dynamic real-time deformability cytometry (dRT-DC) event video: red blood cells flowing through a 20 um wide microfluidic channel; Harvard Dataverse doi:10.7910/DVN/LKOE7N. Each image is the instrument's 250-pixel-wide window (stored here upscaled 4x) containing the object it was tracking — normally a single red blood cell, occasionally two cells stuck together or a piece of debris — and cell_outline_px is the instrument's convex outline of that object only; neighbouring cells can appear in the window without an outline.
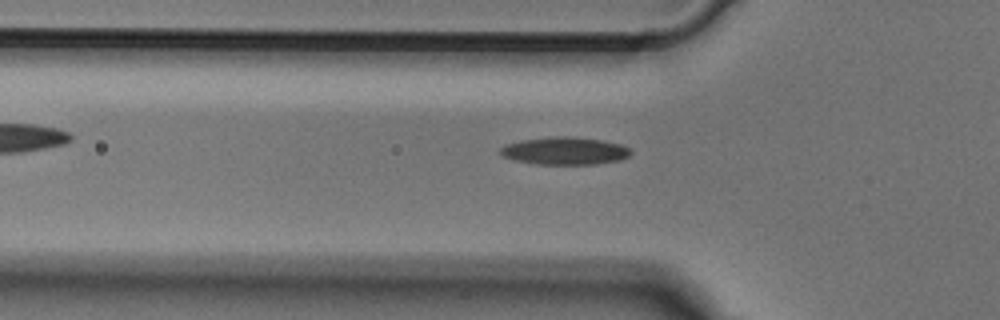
{"species": "Egyptian fruit bat (a non-hibernating species)", "species_latin": "Rousettus aegyptiacus", "temperature_condition": "cold", "stored_images_in_passage": 40, "camera_frame_rate_fps": 3000, "um_per_image_px": 0.085, "animal": {"sex": "male"}, "frame": {"image": 1, "passage_image": 15, "time_ms": 4.667, "image_size_px": [1000, 320], "cell_outline_px": [[632, 152], [628, 156], [620, 160], [596, 164], [536, 164], [516, 160], [504, 156], [500, 152], [500, 148], [508, 144], [524, 140], [556, 136], [568, 136], [600, 140], [620, 144], [628, 148]], "centroid_in_image_um": [48.04, 12.83], "position_along_channel_um": 77.8, "area_um2": 20.58}}
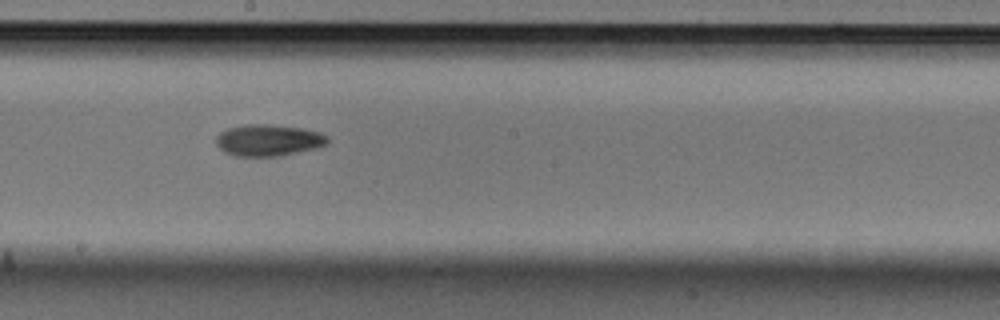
{"frame": {"image": 2, "passage_image": 26, "time_ms": 8.333, "image_size_px": [1000, 320], "cell_outline_px": [[328, 140], [324, 144], [316, 148], [280, 156], [236, 156], [224, 152], [216, 144], [216, 136], [220, 132], [228, 128], [244, 124], [272, 124], [300, 128], [320, 132], [328, 136]], "centroid_in_image_um": [22.78, 11.91], "position_along_channel_um": 225.4, "area_um2": 20.52}}
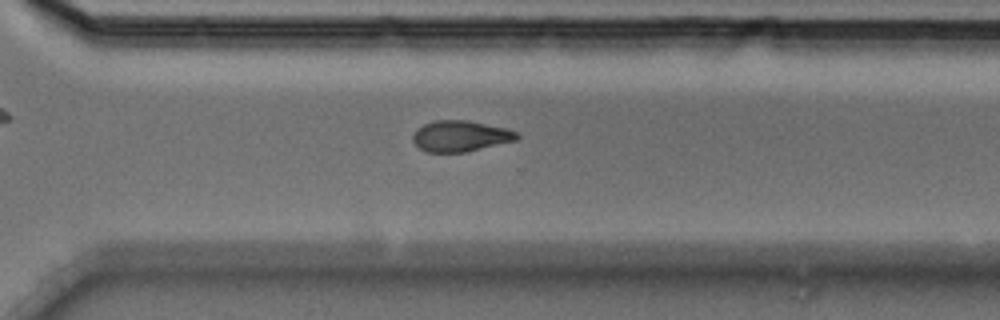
{"frame": {"image": 3, "passage_image": 34, "time_ms": 11.0, "image_size_px": [1000, 320], "cell_outline_px": [[520, 136], [516, 140], [464, 152], [428, 152], [420, 148], [412, 140], [412, 136], [416, 128], [424, 124], [436, 120], [468, 120], [508, 128], [516, 132]], "centroid_in_image_um": [39.13, 11.55], "position_along_channel_um": 331.5, "area_um2": 18.73}}